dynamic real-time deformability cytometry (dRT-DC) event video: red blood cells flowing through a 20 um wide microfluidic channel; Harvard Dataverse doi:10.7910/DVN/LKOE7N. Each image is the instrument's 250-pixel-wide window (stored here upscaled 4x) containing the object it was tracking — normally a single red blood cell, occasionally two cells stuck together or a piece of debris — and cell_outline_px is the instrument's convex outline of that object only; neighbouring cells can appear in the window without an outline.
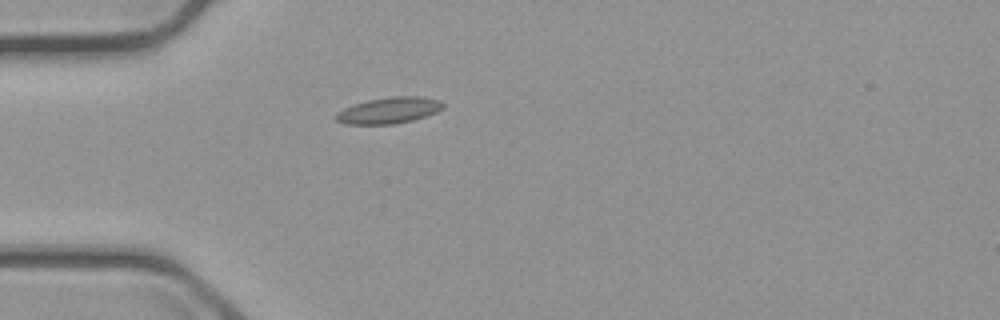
{"species": "common noctule bat (a hibernating species)", "species_latin": "Nyctalus noctula", "temperature_condition": "cold", "stored_images_in_passage": 1, "camera_frame_rate_fps": 3000, "um_per_image_px": 0.085, "animal": {"sex": "male", "body_mass_g": 23.1, "forearm_length_mm": 52.7}, "frame": {"image": 1, "passage_image": 1, "time_ms": 0.0, "image_size_px": [1000, 320], "cell_outline_px": [[444, 108], [436, 112], [412, 120], [392, 124], [344, 124], [336, 120], [336, 112], [352, 104], [368, 100], [388, 96], [424, 96], [440, 100], [444, 104]], "centroid_in_image_um": [33.06, 9.36], "position_along_channel_um": 51.9, "area_um2": 16.47}}